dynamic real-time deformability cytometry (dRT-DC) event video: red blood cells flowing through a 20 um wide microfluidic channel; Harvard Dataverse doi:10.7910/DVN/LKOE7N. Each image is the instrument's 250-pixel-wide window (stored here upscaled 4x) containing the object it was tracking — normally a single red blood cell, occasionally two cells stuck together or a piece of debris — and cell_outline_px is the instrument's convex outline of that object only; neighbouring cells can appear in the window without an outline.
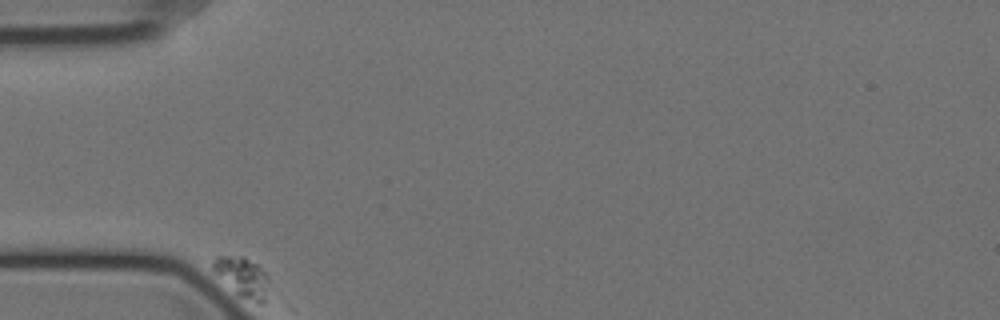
{"species": "Egyptian fruit bat (a non-hibernating species)", "species_latin": "Rousettus aegyptiacus", "temperature_condition": "cold", "stored_images_in_passage": 35, "camera_frame_rate_fps": 3000, "um_per_image_px": 0.085, "animal": {"sex": "female"}, "frame": {"image": 1, "passage_image": 1, "time_ms": 0.0, "image_size_px": [1000, 320], "cell_outline_px": [[268, 280], [264, 304], [260, 304], [236, 296], [212, 272], [212, 260], [216, 256], [244, 256], [256, 264], [268, 276]], "centroid_in_image_um": [20.54, 23.57], "position_along_channel_um": 64.5, "area_um2": 13.29}}
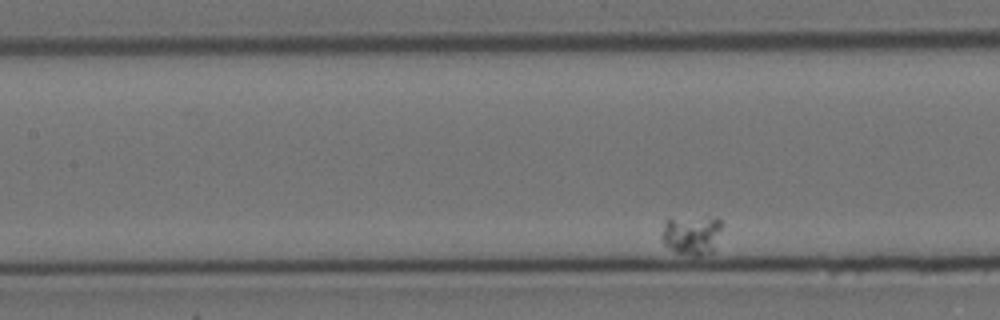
{"frame": {"image": 2, "passage_image": 15, "time_ms": 4.667, "image_size_px": [1000, 320], "cell_outline_px": [[720, 228], [712, 252], [700, 256], [692, 256], [676, 252], [668, 248], [664, 244], [660, 236], [664, 220], [668, 216], [716, 216], [720, 220]], "centroid_in_image_um": [58.71, 19.91], "position_along_channel_um": 148.7, "area_um2": 14.45}}
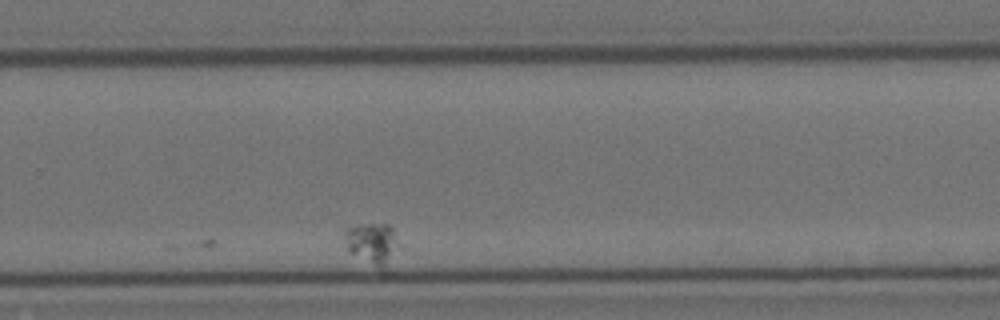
{"frame": {"image": 3, "passage_image": 35, "time_ms": 11.333, "image_size_px": [1000, 320], "cell_outline_px": [[400, 248], [384, 272], [348, 252], [344, 232], [348, 228], [364, 224], [388, 224], [392, 228], [400, 244]], "centroid_in_image_um": [31.7, 20.75], "position_along_channel_um": 298.1, "area_um2": 13.41}}